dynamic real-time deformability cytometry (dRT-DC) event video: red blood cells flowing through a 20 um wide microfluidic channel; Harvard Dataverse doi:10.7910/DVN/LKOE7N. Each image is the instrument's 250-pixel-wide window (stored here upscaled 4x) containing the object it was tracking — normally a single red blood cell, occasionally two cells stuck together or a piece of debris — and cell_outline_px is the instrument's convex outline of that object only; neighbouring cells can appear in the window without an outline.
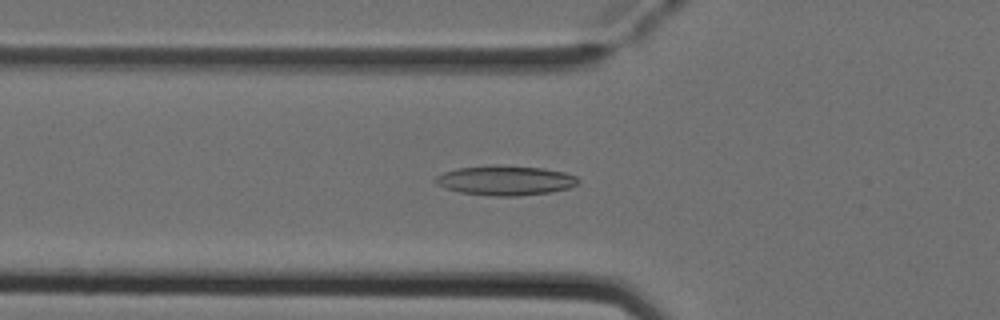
{"species": "Egyptian fruit bat (a non-hibernating species)", "species_latin": "Rousettus aegyptiacus", "temperature_condition": "cold", "stored_images_in_passage": 50, "camera_frame_rate_fps": 3000, "um_per_image_px": 0.085, "animal": {"sex": "female"}, "frame": {"image": 1, "passage_image": 17, "time_ms": 5.333, "image_size_px": [1000, 320], "cell_outline_px": [[580, 184], [568, 188], [552, 192], [516, 196], [492, 196], [460, 192], [444, 188], [436, 184], [432, 180], [436, 176], [444, 172], [460, 168], [492, 164], [504, 164], [544, 168], [564, 172], [576, 176], [580, 180]], "centroid_in_image_um": [42.97, 15.32], "position_along_channel_um": 82.8, "area_um2": 25.14}}
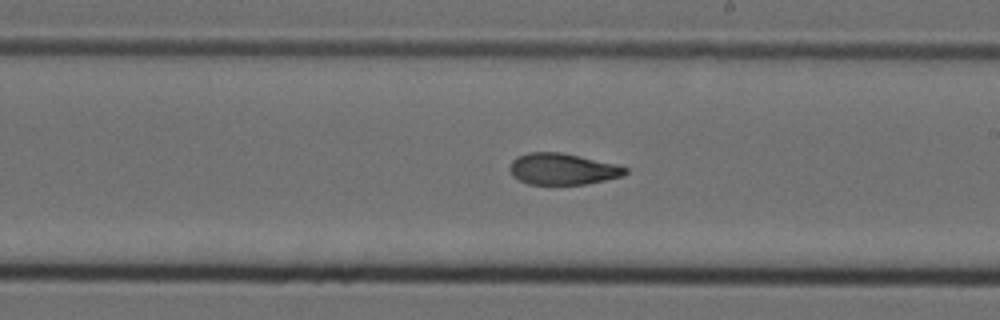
{"frame": {"image": 2, "passage_image": 29, "time_ms": 9.333, "image_size_px": [1000, 320], "cell_outline_px": [[628, 172], [624, 176], [584, 184], [528, 184], [512, 176], [508, 168], [512, 160], [516, 156], [528, 152], [560, 152], [616, 164], [628, 168]], "centroid_in_image_um": [47.79, 14.36], "position_along_channel_um": 241.2, "area_um2": 21.15}}
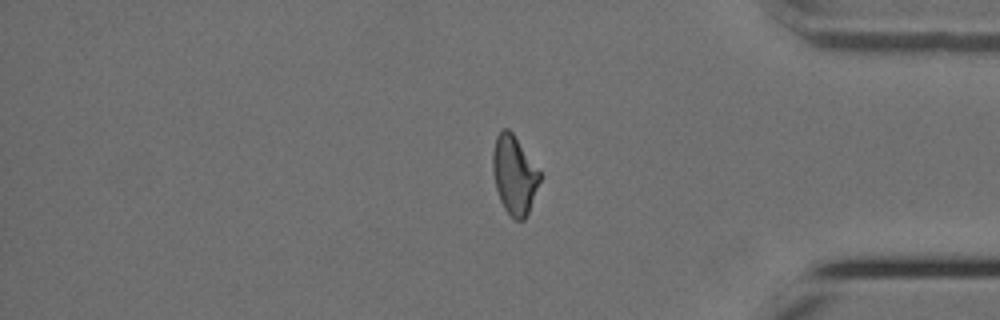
{"frame": {"image": 3, "passage_image": 42, "time_ms": 13.667, "image_size_px": [1000, 320], "cell_outline_px": [[540, 180], [528, 212], [524, 220], [516, 220], [504, 208], [500, 200], [496, 188], [492, 168], [492, 152], [496, 136], [504, 128], [508, 128], [512, 132], [540, 172]], "centroid_in_image_um": [43.69, 14.85], "position_along_channel_um": 391.5, "area_um2": 21.15}, "authors_computed_cell_mechanics": {"area_um2": 22.2241, "velocity_mm_per_s": 3.9266, "shape_relaxation_time_tau1_ms": 7.29, "shape_relaxation_time_tau2_ms": 2.7068, "deformation_change_tau1": 0.1925, "deformation_change_tau2": 0.1001}}